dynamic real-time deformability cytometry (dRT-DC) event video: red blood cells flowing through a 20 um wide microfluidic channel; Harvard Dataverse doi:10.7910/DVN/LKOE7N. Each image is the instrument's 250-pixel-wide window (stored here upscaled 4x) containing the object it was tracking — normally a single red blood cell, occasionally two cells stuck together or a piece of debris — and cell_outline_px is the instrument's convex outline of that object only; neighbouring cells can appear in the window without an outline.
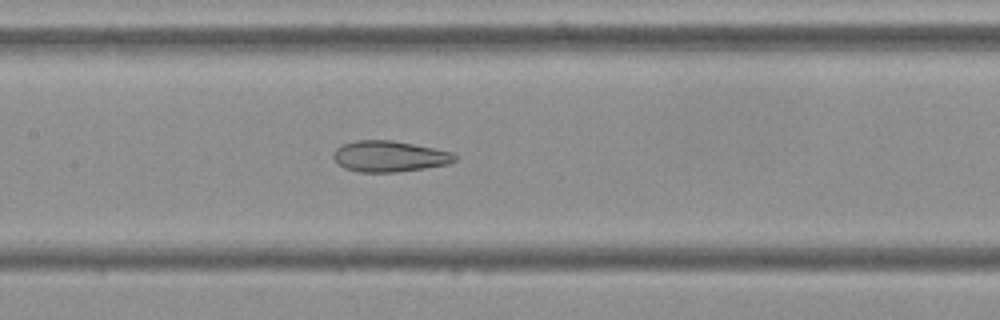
{"species": "Egyptian fruit bat (a non-hibernating species)", "species_latin": "Rousettus aegyptiacus", "temperature_condition": "cold", "stored_images_in_passage": 53, "camera_frame_rate_fps": 3000, "um_per_image_px": 0.085, "frame": {"image": 1, "passage_image": 24, "time_ms": 7.667, "image_size_px": [1000, 320], "cell_outline_px": [[456, 160], [448, 164], [424, 168], [396, 172], [360, 172], [344, 168], [332, 156], [332, 152], [336, 148], [344, 144], [356, 140], [392, 140], [452, 152], [456, 156]], "centroid_in_image_um": [33.07, 13.29], "position_along_channel_um": 174.3, "area_um2": 21.73}}
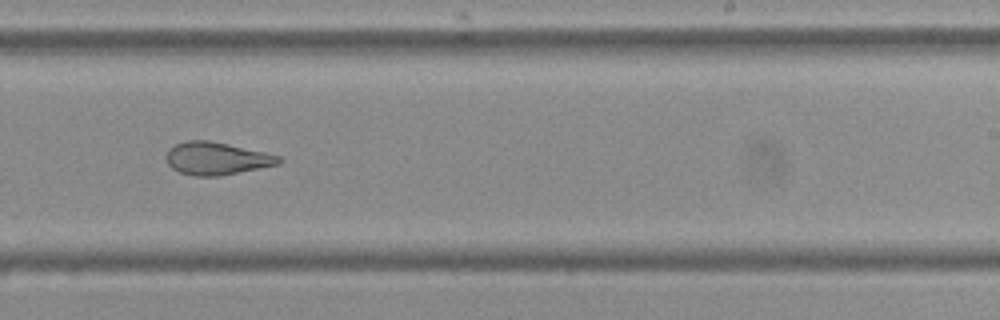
{"frame": {"image": 2, "passage_image": 32, "time_ms": 10.333, "image_size_px": [1000, 320], "cell_outline_px": [[284, 160], [280, 164], [220, 176], [196, 176], [180, 172], [172, 168], [168, 164], [168, 148], [184, 140], [208, 140], [228, 144], [264, 152], [280, 156]], "centroid_in_image_um": [18.44, 13.47], "position_along_channel_um": 270.6, "area_um2": 21.33}}
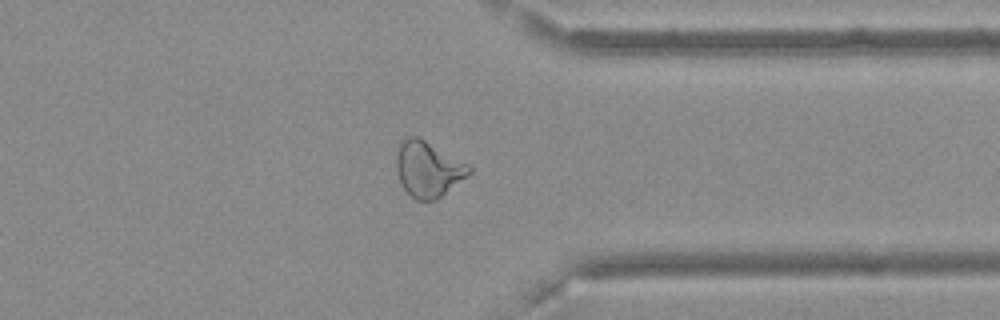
{"frame": {"image": 3, "passage_image": 41, "time_ms": 13.333, "image_size_px": [1000, 320], "cell_outline_px": [[472, 172], [436, 200], [416, 200], [404, 188], [400, 180], [396, 168], [396, 156], [400, 144], [408, 136], [416, 136], [424, 140], [468, 164], [472, 168]], "centroid_in_image_um": [36.39, 14.38], "position_along_channel_um": 375.0, "area_um2": 23.06}, "authors_computed_cell_mechanics": {"area_um2": 24.854, "velocity_mm_per_s": 3.6234, "shape_relaxation_time_tau1_ms": null, "shape_relaxation_time_tau2_ms": 1.9401, "deformation_change_tau1": null, "deformation_change_tau2": 0.1043}}